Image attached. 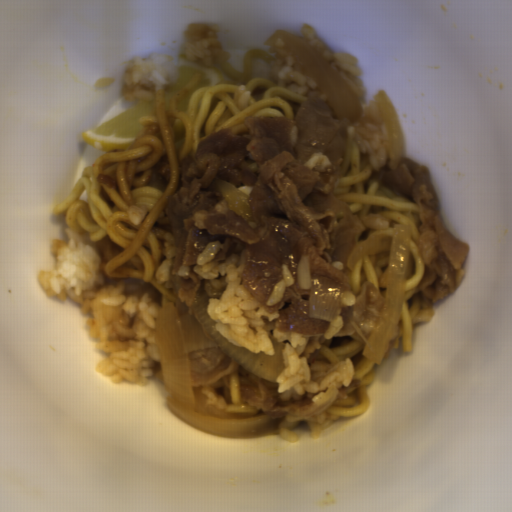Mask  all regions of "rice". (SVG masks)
<instances>
[{
	"mask_svg": "<svg viewBox=\"0 0 512 512\" xmlns=\"http://www.w3.org/2000/svg\"><path fill=\"white\" fill-rule=\"evenodd\" d=\"M269 55L275 57L270 64L258 56L253 59L252 78H265L307 99L311 97L326 99L321 88L302 64L273 46Z\"/></svg>",
	"mask_w": 512,
	"mask_h": 512,
	"instance_id": "obj_4",
	"label": "rice"
},
{
	"mask_svg": "<svg viewBox=\"0 0 512 512\" xmlns=\"http://www.w3.org/2000/svg\"><path fill=\"white\" fill-rule=\"evenodd\" d=\"M220 241L209 242L193 268L201 279L222 280L224 291L207 298L206 313L214 320L215 328L232 344L251 353L273 354V340L285 342L280 351L284 368L277 383L278 393L299 396L310 393L316 405L329 408L337 398L348 400L355 371L349 357L328 371L313 373L325 340H333L344 327L343 314H336L324 331L303 335L293 330H266L267 322L278 316L261 306L240 282L245 270L244 259L232 255L226 263H217Z\"/></svg>",
	"mask_w": 512,
	"mask_h": 512,
	"instance_id": "obj_2",
	"label": "rice"
},
{
	"mask_svg": "<svg viewBox=\"0 0 512 512\" xmlns=\"http://www.w3.org/2000/svg\"><path fill=\"white\" fill-rule=\"evenodd\" d=\"M282 266V279L278 280L277 283L272 287L268 300L266 301L267 306H274L282 301L285 294L286 287L294 284V277L287 265V263L281 264Z\"/></svg>",
	"mask_w": 512,
	"mask_h": 512,
	"instance_id": "obj_7",
	"label": "rice"
},
{
	"mask_svg": "<svg viewBox=\"0 0 512 512\" xmlns=\"http://www.w3.org/2000/svg\"><path fill=\"white\" fill-rule=\"evenodd\" d=\"M296 281L300 289L312 290L311 268L309 256L302 255L296 267Z\"/></svg>",
	"mask_w": 512,
	"mask_h": 512,
	"instance_id": "obj_8",
	"label": "rice"
},
{
	"mask_svg": "<svg viewBox=\"0 0 512 512\" xmlns=\"http://www.w3.org/2000/svg\"><path fill=\"white\" fill-rule=\"evenodd\" d=\"M53 239L51 269L37 284L51 300L79 304L89 335L102 354L97 370L118 383L147 384L161 364L156 316L172 301L152 283L128 277L115 281L100 269L103 258L89 233L68 227Z\"/></svg>",
	"mask_w": 512,
	"mask_h": 512,
	"instance_id": "obj_1",
	"label": "rice"
},
{
	"mask_svg": "<svg viewBox=\"0 0 512 512\" xmlns=\"http://www.w3.org/2000/svg\"><path fill=\"white\" fill-rule=\"evenodd\" d=\"M314 47L320 50L331 65L351 88L355 98L362 97L364 90L361 81V70L357 58L348 52H335L316 33L311 23H305L299 34Z\"/></svg>",
	"mask_w": 512,
	"mask_h": 512,
	"instance_id": "obj_6",
	"label": "rice"
},
{
	"mask_svg": "<svg viewBox=\"0 0 512 512\" xmlns=\"http://www.w3.org/2000/svg\"><path fill=\"white\" fill-rule=\"evenodd\" d=\"M220 32L214 22L192 23L185 32L179 56L155 52L145 58L130 59L122 76V99L143 102L155 98L157 90L165 92L178 81L183 67L203 73L209 87L232 84L235 80L225 74L221 65L227 61L233 67L234 58L224 47Z\"/></svg>",
	"mask_w": 512,
	"mask_h": 512,
	"instance_id": "obj_3",
	"label": "rice"
},
{
	"mask_svg": "<svg viewBox=\"0 0 512 512\" xmlns=\"http://www.w3.org/2000/svg\"><path fill=\"white\" fill-rule=\"evenodd\" d=\"M362 108L357 119H344L354 126V141L359 148L360 158L368 154L372 170L382 169L391 159L390 140L379 112L373 102L360 103Z\"/></svg>",
	"mask_w": 512,
	"mask_h": 512,
	"instance_id": "obj_5",
	"label": "rice"
}]
</instances>
